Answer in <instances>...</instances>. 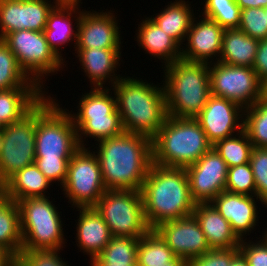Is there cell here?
I'll use <instances>...</instances> for the list:
<instances>
[{
    "instance_id": "21",
    "label": "cell",
    "mask_w": 267,
    "mask_h": 266,
    "mask_svg": "<svg viewBox=\"0 0 267 266\" xmlns=\"http://www.w3.org/2000/svg\"><path fill=\"white\" fill-rule=\"evenodd\" d=\"M80 3L82 4L83 2L61 0L49 13L46 27L43 30L49 47L65 63L67 61H65L66 58H63L62 51L64 50H62L61 47L65 44L68 45L69 42L74 40V48L76 47L77 29L83 11L80 9ZM73 19L75 20L74 25L72 22Z\"/></svg>"
},
{
    "instance_id": "3",
    "label": "cell",
    "mask_w": 267,
    "mask_h": 266,
    "mask_svg": "<svg viewBox=\"0 0 267 266\" xmlns=\"http://www.w3.org/2000/svg\"><path fill=\"white\" fill-rule=\"evenodd\" d=\"M134 77L124 75L111 90L124 131L152 139L168 117L164 85Z\"/></svg>"
},
{
    "instance_id": "9",
    "label": "cell",
    "mask_w": 267,
    "mask_h": 266,
    "mask_svg": "<svg viewBox=\"0 0 267 266\" xmlns=\"http://www.w3.org/2000/svg\"><path fill=\"white\" fill-rule=\"evenodd\" d=\"M94 208L103 217L112 236L143 237L148 227L141 191L106 190Z\"/></svg>"
},
{
    "instance_id": "46",
    "label": "cell",
    "mask_w": 267,
    "mask_h": 266,
    "mask_svg": "<svg viewBox=\"0 0 267 266\" xmlns=\"http://www.w3.org/2000/svg\"><path fill=\"white\" fill-rule=\"evenodd\" d=\"M240 9L267 8V0H235Z\"/></svg>"
},
{
    "instance_id": "32",
    "label": "cell",
    "mask_w": 267,
    "mask_h": 266,
    "mask_svg": "<svg viewBox=\"0 0 267 266\" xmlns=\"http://www.w3.org/2000/svg\"><path fill=\"white\" fill-rule=\"evenodd\" d=\"M10 88H41L20 67L15 54L0 39V90Z\"/></svg>"
},
{
    "instance_id": "30",
    "label": "cell",
    "mask_w": 267,
    "mask_h": 266,
    "mask_svg": "<svg viewBox=\"0 0 267 266\" xmlns=\"http://www.w3.org/2000/svg\"><path fill=\"white\" fill-rule=\"evenodd\" d=\"M0 247L16 257L22 250L19 207L3 191H0Z\"/></svg>"
},
{
    "instance_id": "2",
    "label": "cell",
    "mask_w": 267,
    "mask_h": 266,
    "mask_svg": "<svg viewBox=\"0 0 267 266\" xmlns=\"http://www.w3.org/2000/svg\"><path fill=\"white\" fill-rule=\"evenodd\" d=\"M141 194L145 220L150 229L165 221L190 216L196 206L185 168L163 167L152 163Z\"/></svg>"
},
{
    "instance_id": "12",
    "label": "cell",
    "mask_w": 267,
    "mask_h": 266,
    "mask_svg": "<svg viewBox=\"0 0 267 266\" xmlns=\"http://www.w3.org/2000/svg\"><path fill=\"white\" fill-rule=\"evenodd\" d=\"M36 105L0 131V184L35 161Z\"/></svg>"
},
{
    "instance_id": "5",
    "label": "cell",
    "mask_w": 267,
    "mask_h": 266,
    "mask_svg": "<svg viewBox=\"0 0 267 266\" xmlns=\"http://www.w3.org/2000/svg\"><path fill=\"white\" fill-rule=\"evenodd\" d=\"M212 146L195 119L168 116L152 138V163L186 168L195 164Z\"/></svg>"
},
{
    "instance_id": "20",
    "label": "cell",
    "mask_w": 267,
    "mask_h": 266,
    "mask_svg": "<svg viewBox=\"0 0 267 266\" xmlns=\"http://www.w3.org/2000/svg\"><path fill=\"white\" fill-rule=\"evenodd\" d=\"M256 198V201H255ZM257 196H247L223 191L210 203L230 223L236 236L242 240L256 228L259 221ZM250 232V233H249ZM247 234V235H246Z\"/></svg>"
},
{
    "instance_id": "6",
    "label": "cell",
    "mask_w": 267,
    "mask_h": 266,
    "mask_svg": "<svg viewBox=\"0 0 267 266\" xmlns=\"http://www.w3.org/2000/svg\"><path fill=\"white\" fill-rule=\"evenodd\" d=\"M53 98L45 95L36 104L35 158L71 159L80 148L77 129L69 112Z\"/></svg>"
},
{
    "instance_id": "10",
    "label": "cell",
    "mask_w": 267,
    "mask_h": 266,
    "mask_svg": "<svg viewBox=\"0 0 267 266\" xmlns=\"http://www.w3.org/2000/svg\"><path fill=\"white\" fill-rule=\"evenodd\" d=\"M2 40L15 54L24 72L42 89L46 76L58 74L67 65L49 47L43 31L19 30L8 33Z\"/></svg>"
},
{
    "instance_id": "33",
    "label": "cell",
    "mask_w": 267,
    "mask_h": 266,
    "mask_svg": "<svg viewBox=\"0 0 267 266\" xmlns=\"http://www.w3.org/2000/svg\"><path fill=\"white\" fill-rule=\"evenodd\" d=\"M139 238L112 236L104 250L91 263L137 264Z\"/></svg>"
},
{
    "instance_id": "19",
    "label": "cell",
    "mask_w": 267,
    "mask_h": 266,
    "mask_svg": "<svg viewBox=\"0 0 267 266\" xmlns=\"http://www.w3.org/2000/svg\"><path fill=\"white\" fill-rule=\"evenodd\" d=\"M194 16L186 37V44L181 48V59L189 62L214 63L219 61L224 29L214 20ZM197 18V20H196ZM185 47V48H184ZM216 57V59H214ZM218 57V58H217ZM215 61H214V60Z\"/></svg>"
},
{
    "instance_id": "36",
    "label": "cell",
    "mask_w": 267,
    "mask_h": 266,
    "mask_svg": "<svg viewBox=\"0 0 267 266\" xmlns=\"http://www.w3.org/2000/svg\"><path fill=\"white\" fill-rule=\"evenodd\" d=\"M200 15L214 20L224 30L238 29L241 9L235 0H204Z\"/></svg>"
},
{
    "instance_id": "34",
    "label": "cell",
    "mask_w": 267,
    "mask_h": 266,
    "mask_svg": "<svg viewBox=\"0 0 267 266\" xmlns=\"http://www.w3.org/2000/svg\"><path fill=\"white\" fill-rule=\"evenodd\" d=\"M212 147L229 168L249 163L253 144L243 129L237 135L235 134V136L217 141Z\"/></svg>"
},
{
    "instance_id": "23",
    "label": "cell",
    "mask_w": 267,
    "mask_h": 266,
    "mask_svg": "<svg viewBox=\"0 0 267 266\" xmlns=\"http://www.w3.org/2000/svg\"><path fill=\"white\" fill-rule=\"evenodd\" d=\"M79 218L76 222L77 246L90 259L97 257L111 240L108 225L94 207H77Z\"/></svg>"
},
{
    "instance_id": "15",
    "label": "cell",
    "mask_w": 267,
    "mask_h": 266,
    "mask_svg": "<svg viewBox=\"0 0 267 266\" xmlns=\"http://www.w3.org/2000/svg\"><path fill=\"white\" fill-rule=\"evenodd\" d=\"M60 1L0 0V39L19 30L43 31L49 13Z\"/></svg>"
},
{
    "instance_id": "14",
    "label": "cell",
    "mask_w": 267,
    "mask_h": 266,
    "mask_svg": "<svg viewBox=\"0 0 267 266\" xmlns=\"http://www.w3.org/2000/svg\"><path fill=\"white\" fill-rule=\"evenodd\" d=\"M193 200L210 203L225 191L228 167L212 147L195 164L185 168Z\"/></svg>"
},
{
    "instance_id": "4",
    "label": "cell",
    "mask_w": 267,
    "mask_h": 266,
    "mask_svg": "<svg viewBox=\"0 0 267 266\" xmlns=\"http://www.w3.org/2000/svg\"><path fill=\"white\" fill-rule=\"evenodd\" d=\"M162 69L168 116L195 119L211 95L209 64L180 59Z\"/></svg>"
},
{
    "instance_id": "25",
    "label": "cell",
    "mask_w": 267,
    "mask_h": 266,
    "mask_svg": "<svg viewBox=\"0 0 267 266\" xmlns=\"http://www.w3.org/2000/svg\"><path fill=\"white\" fill-rule=\"evenodd\" d=\"M193 215L198 220L210 248L238 247L241 240L230 223L211 203H197Z\"/></svg>"
},
{
    "instance_id": "16",
    "label": "cell",
    "mask_w": 267,
    "mask_h": 266,
    "mask_svg": "<svg viewBox=\"0 0 267 266\" xmlns=\"http://www.w3.org/2000/svg\"><path fill=\"white\" fill-rule=\"evenodd\" d=\"M195 120L214 145L243 130L244 109L233 101L211 94Z\"/></svg>"
},
{
    "instance_id": "18",
    "label": "cell",
    "mask_w": 267,
    "mask_h": 266,
    "mask_svg": "<svg viewBox=\"0 0 267 266\" xmlns=\"http://www.w3.org/2000/svg\"><path fill=\"white\" fill-rule=\"evenodd\" d=\"M154 229L176 257L187 261L205 254L210 249L200 224L193 214L162 222Z\"/></svg>"
},
{
    "instance_id": "26",
    "label": "cell",
    "mask_w": 267,
    "mask_h": 266,
    "mask_svg": "<svg viewBox=\"0 0 267 266\" xmlns=\"http://www.w3.org/2000/svg\"><path fill=\"white\" fill-rule=\"evenodd\" d=\"M52 184L33 163L12 175L2 185V191L17 202L26 198L48 197L46 190Z\"/></svg>"
},
{
    "instance_id": "49",
    "label": "cell",
    "mask_w": 267,
    "mask_h": 266,
    "mask_svg": "<svg viewBox=\"0 0 267 266\" xmlns=\"http://www.w3.org/2000/svg\"><path fill=\"white\" fill-rule=\"evenodd\" d=\"M91 266H137V264L132 265H119V264H106V263H90Z\"/></svg>"
},
{
    "instance_id": "38",
    "label": "cell",
    "mask_w": 267,
    "mask_h": 266,
    "mask_svg": "<svg viewBox=\"0 0 267 266\" xmlns=\"http://www.w3.org/2000/svg\"><path fill=\"white\" fill-rule=\"evenodd\" d=\"M238 29L252 38L267 39V8L242 9Z\"/></svg>"
},
{
    "instance_id": "1",
    "label": "cell",
    "mask_w": 267,
    "mask_h": 266,
    "mask_svg": "<svg viewBox=\"0 0 267 266\" xmlns=\"http://www.w3.org/2000/svg\"><path fill=\"white\" fill-rule=\"evenodd\" d=\"M95 145L105 188L141 191L152 165V139L124 131Z\"/></svg>"
},
{
    "instance_id": "51",
    "label": "cell",
    "mask_w": 267,
    "mask_h": 266,
    "mask_svg": "<svg viewBox=\"0 0 267 266\" xmlns=\"http://www.w3.org/2000/svg\"><path fill=\"white\" fill-rule=\"evenodd\" d=\"M266 209H267V207H266ZM266 230L264 231V233H263V231H262V234L267 238V228H265Z\"/></svg>"
},
{
    "instance_id": "8",
    "label": "cell",
    "mask_w": 267,
    "mask_h": 266,
    "mask_svg": "<svg viewBox=\"0 0 267 266\" xmlns=\"http://www.w3.org/2000/svg\"><path fill=\"white\" fill-rule=\"evenodd\" d=\"M49 198H26L16 202L20 212L22 250L62 251L67 243L60 216L62 212H58Z\"/></svg>"
},
{
    "instance_id": "37",
    "label": "cell",
    "mask_w": 267,
    "mask_h": 266,
    "mask_svg": "<svg viewBox=\"0 0 267 266\" xmlns=\"http://www.w3.org/2000/svg\"><path fill=\"white\" fill-rule=\"evenodd\" d=\"M225 191L234 194L256 196V185L249 163L228 168Z\"/></svg>"
},
{
    "instance_id": "44",
    "label": "cell",
    "mask_w": 267,
    "mask_h": 266,
    "mask_svg": "<svg viewBox=\"0 0 267 266\" xmlns=\"http://www.w3.org/2000/svg\"><path fill=\"white\" fill-rule=\"evenodd\" d=\"M252 68L259 80L264 84L267 81V39H260Z\"/></svg>"
},
{
    "instance_id": "28",
    "label": "cell",
    "mask_w": 267,
    "mask_h": 266,
    "mask_svg": "<svg viewBox=\"0 0 267 266\" xmlns=\"http://www.w3.org/2000/svg\"><path fill=\"white\" fill-rule=\"evenodd\" d=\"M185 0L170 1V4L150 18L159 27L172 37L181 47L185 42L191 22L194 18V10L191 3Z\"/></svg>"
},
{
    "instance_id": "45",
    "label": "cell",
    "mask_w": 267,
    "mask_h": 266,
    "mask_svg": "<svg viewBox=\"0 0 267 266\" xmlns=\"http://www.w3.org/2000/svg\"><path fill=\"white\" fill-rule=\"evenodd\" d=\"M0 266H17V257L4 247H0Z\"/></svg>"
},
{
    "instance_id": "52",
    "label": "cell",
    "mask_w": 267,
    "mask_h": 266,
    "mask_svg": "<svg viewBox=\"0 0 267 266\" xmlns=\"http://www.w3.org/2000/svg\"><path fill=\"white\" fill-rule=\"evenodd\" d=\"M4 125L0 122V131L3 129Z\"/></svg>"
},
{
    "instance_id": "50",
    "label": "cell",
    "mask_w": 267,
    "mask_h": 266,
    "mask_svg": "<svg viewBox=\"0 0 267 266\" xmlns=\"http://www.w3.org/2000/svg\"><path fill=\"white\" fill-rule=\"evenodd\" d=\"M263 96L267 99V81L263 84Z\"/></svg>"
},
{
    "instance_id": "39",
    "label": "cell",
    "mask_w": 267,
    "mask_h": 266,
    "mask_svg": "<svg viewBox=\"0 0 267 266\" xmlns=\"http://www.w3.org/2000/svg\"><path fill=\"white\" fill-rule=\"evenodd\" d=\"M249 164L256 185V196L267 207V148L253 147Z\"/></svg>"
},
{
    "instance_id": "42",
    "label": "cell",
    "mask_w": 267,
    "mask_h": 266,
    "mask_svg": "<svg viewBox=\"0 0 267 266\" xmlns=\"http://www.w3.org/2000/svg\"><path fill=\"white\" fill-rule=\"evenodd\" d=\"M259 241L242 239L238 249L248 263V266H267V238L262 235Z\"/></svg>"
},
{
    "instance_id": "48",
    "label": "cell",
    "mask_w": 267,
    "mask_h": 266,
    "mask_svg": "<svg viewBox=\"0 0 267 266\" xmlns=\"http://www.w3.org/2000/svg\"><path fill=\"white\" fill-rule=\"evenodd\" d=\"M165 266H188V261L180 257H175L172 261L166 263Z\"/></svg>"
},
{
    "instance_id": "11",
    "label": "cell",
    "mask_w": 267,
    "mask_h": 266,
    "mask_svg": "<svg viewBox=\"0 0 267 266\" xmlns=\"http://www.w3.org/2000/svg\"><path fill=\"white\" fill-rule=\"evenodd\" d=\"M71 207H94L107 190L99 160L90 147H80L68 162L67 177L61 187ZM72 203V204H71Z\"/></svg>"
},
{
    "instance_id": "35",
    "label": "cell",
    "mask_w": 267,
    "mask_h": 266,
    "mask_svg": "<svg viewBox=\"0 0 267 266\" xmlns=\"http://www.w3.org/2000/svg\"><path fill=\"white\" fill-rule=\"evenodd\" d=\"M243 129L253 147L267 148V99L264 96L244 109Z\"/></svg>"
},
{
    "instance_id": "41",
    "label": "cell",
    "mask_w": 267,
    "mask_h": 266,
    "mask_svg": "<svg viewBox=\"0 0 267 266\" xmlns=\"http://www.w3.org/2000/svg\"><path fill=\"white\" fill-rule=\"evenodd\" d=\"M238 253V247L210 248L205 254L189 259L188 266H230Z\"/></svg>"
},
{
    "instance_id": "53",
    "label": "cell",
    "mask_w": 267,
    "mask_h": 266,
    "mask_svg": "<svg viewBox=\"0 0 267 266\" xmlns=\"http://www.w3.org/2000/svg\"><path fill=\"white\" fill-rule=\"evenodd\" d=\"M64 1H82V0H64Z\"/></svg>"
},
{
    "instance_id": "47",
    "label": "cell",
    "mask_w": 267,
    "mask_h": 266,
    "mask_svg": "<svg viewBox=\"0 0 267 266\" xmlns=\"http://www.w3.org/2000/svg\"><path fill=\"white\" fill-rule=\"evenodd\" d=\"M230 266H248L247 261L242 256V254L239 252L232 260Z\"/></svg>"
},
{
    "instance_id": "7",
    "label": "cell",
    "mask_w": 267,
    "mask_h": 266,
    "mask_svg": "<svg viewBox=\"0 0 267 266\" xmlns=\"http://www.w3.org/2000/svg\"><path fill=\"white\" fill-rule=\"evenodd\" d=\"M110 91L111 87L107 86L106 88H91L89 92L82 93L78 101L79 105L76 107L78 108L77 114L65 108L70 112L73 124L77 129V140L80 147L88 146L84 143L88 137L98 142L124 132L116 106L115 93L113 90Z\"/></svg>"
},
{
    "instance_id": "29",
    "label": "cell",
    "mask_w": 267,
    "mask_h": 266,
    "mask_svg": "<svg viewBox=\"0 0 267 266\" xmlns=\"http://www.w3.org/2000/svg\"><path fill=\"white\" fill-rule=\"evenodd\" d=\"M258 43V39L248 36L240 29H225L218 62L233 66L252 67Z\"/></svg>"
},
{
    "instance_id": "17",
    "label": "cell",
    "mask_w": 267,
    "mask_h": 266,
    "mask_svg": "<svg viewBox=\"0 0 267 266\" xmlns=\"http://www.w3.org/2000/svg\"><path fill=\"white\" fill-rule=\"evenodd\" d=\"M101 11H82L75 49H122V36L119 30L121 28L118 26L115 11Z\"/></svg>"
},
{
    "instance_id": "22",
    "label": "cell",
    "mask_w": 267,
    "mask_h": 266,
    "mask_svg": "<svg viewBox=\"0 0 267 266\" xmlns=\"http://www.w3.org/2000/svg\"><path fill=\"white\" fill-rule=\"evenodd\" d=\"M122 49H75L77 58H79L81 68L84 70V74L88 77L91 88H106L107 81L108 86L111 87L123 76L115 73L118 66L121 63V51Z\"/></svg>"
},
{
    "instance_id": "31",
    "label": "cell",
    "mask_w": 267,
    "mask_h": 266,
    "mask_svg": "<svg viewBox=\"0 0 267 266\" xmlns=\"http://www.w3.org/2000/svg\"><path fill=\"white\" fill-rule=\"evenodd\" d=\"M176 256L155 229L139 238L137 266H165Z\"/></svg>"
},
{
    "instance_id": "13",
    "label": "cell",
    "mask_w": 267,
    "mask_h": 266,
    "mask_svg": "<svg viewBox=\"0 0 267 266\" xmlns=\"http://www.w3.org/2000/svg\"><path fill=\"white\" fill-rule=\"evenodd\" d=\"M211 94L223 97L243 109L263 97V83L252 67L233 66L222 62L209 64Z\"/></svg>"
},
{
    "instance_id": "24",
    "label": "cell",
    "mask_w": 267,
    "mask_h": 266,
    "mask_svg": "<svg viewBox=\"0 0 267 266\" xmlns=\"http://www.w3.org/2000/svg\"><path fill=\"white\" fill-rule=\"evenodd\" d=\"M142 21V22H141ZM138 25L135 41L145 53L161 60L162 67L181 59V46L163 31L150 17ZM164 60V61H163ZM165 63V64H164Z\"/></svg>"
},
{
    "instance_id": "40",
    "label": "cell",
    "mask_w": 267,
    "mask_h": 266,
    "mask_svg": "<svg viewBox=\"0 0 267 266\" xmlns=\"http://www.w3.org/2000/svg\"><path fill=\"white\" fill-rule=\"evenodd\" d=\"M57 250H21L17 256V266H70Z\"/></svg>"
},
{
    "instance_id": "27",
    "label": "cell",
    "mask_w": 267,
    "mask_h": 266,
    "mask_svg": "<svg viewBox=\"0 0 267 266\" xmlns=\"http://www.w3.org/2000/svg\"><path fill=\"white\" fill-rule=\"evenodd\" d=\"M46 88L0 90V122L11 124L26 115L48 92Z\"/></svg>"
},
{
    "instance_id": "43",
    "label": "cell",
    "mask_w": 267,
    "mask_h": 266,
    "mask_svg": "<svg viewBox=\"0 0 267 266\" xmlns=\"http://www.w3.org/2000/svg\"><path fill=\"white\" fill-rule=\"evenodd\" d=\"M70 159H45L35 158L34 163L38 169L49 179L52 183L58 184L60 188L64 184L67 177V167Z\"/></svg>"
}]
</instances>
